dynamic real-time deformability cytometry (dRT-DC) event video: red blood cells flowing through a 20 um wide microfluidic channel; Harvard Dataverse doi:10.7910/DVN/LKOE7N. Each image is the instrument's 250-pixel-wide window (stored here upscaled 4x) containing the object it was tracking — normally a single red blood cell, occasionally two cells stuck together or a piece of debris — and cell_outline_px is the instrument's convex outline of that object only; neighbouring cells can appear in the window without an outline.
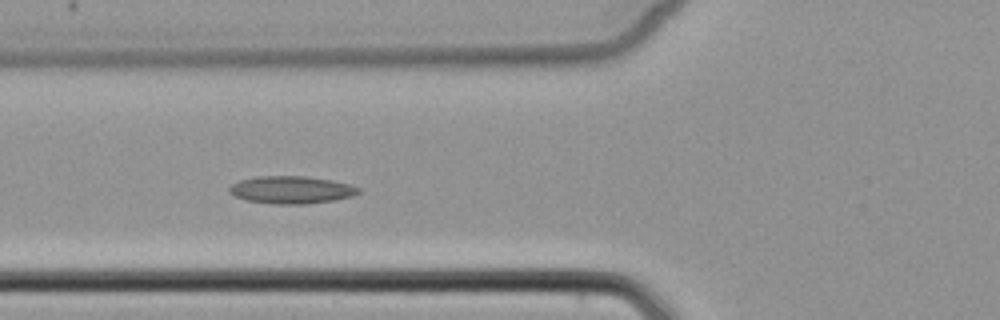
{"species": "common noctule bat (a hibernating species)", "species_latin": "Nyctalus noctula", "temperature_condition": "cold", "stored_images_in_passage": 5, "camera_frame_rate_fps": 3000, "um_per_image_px": 0.085, "animal": {"sex": "female", "body_mass_g": 22.7, "forearm_length_mm": 54.2}, "frame": {"image": 1, "passage_image": 4, "time_ms": 4.333, "image_size_px": [1000, 320], "cell_outline_px": [[360, 192], [352, 196], [332, 200], [308, 204], [272, 204], [248, 200], [236, 196], [228, 192], [228, 188], [232, 184], [240, 180], [256, 176], [304, 176], [332, 180], [348, 184], [360, 188]], "centroid_in_image_um": [24.75, 16.13], "position_along_channel_um": 101.1, "area_um2": 20.63}}
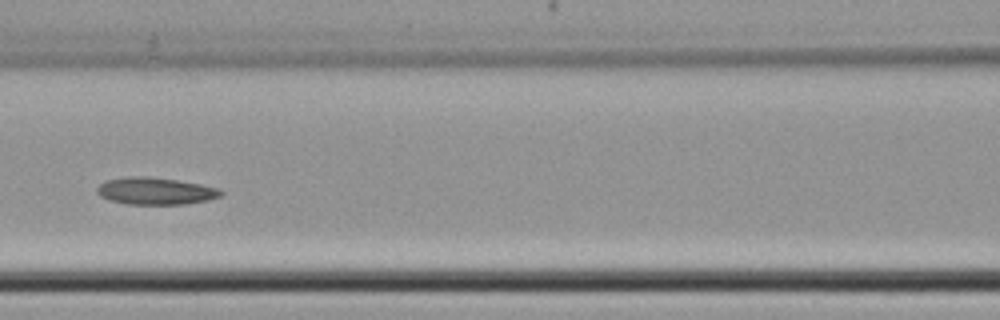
{"frame": {"image": 2, "passage_image": 5, "time_ms": 5.667, "image_size_px": [1000, 320], "cell_outline_px": [[224, 192], [220, 196], [208, 200], [184, 204], [128, 204], [112, 200], [100, 196], [96, 192], [96, 188], [104, 180], [124, 176], [148, 176], [176, 180], [200, 184], [220, 188]], "centroid_in_image_um": [13.2, 16.22], "position_along_channel_um": 153.4, "area_um2": 19.65}}